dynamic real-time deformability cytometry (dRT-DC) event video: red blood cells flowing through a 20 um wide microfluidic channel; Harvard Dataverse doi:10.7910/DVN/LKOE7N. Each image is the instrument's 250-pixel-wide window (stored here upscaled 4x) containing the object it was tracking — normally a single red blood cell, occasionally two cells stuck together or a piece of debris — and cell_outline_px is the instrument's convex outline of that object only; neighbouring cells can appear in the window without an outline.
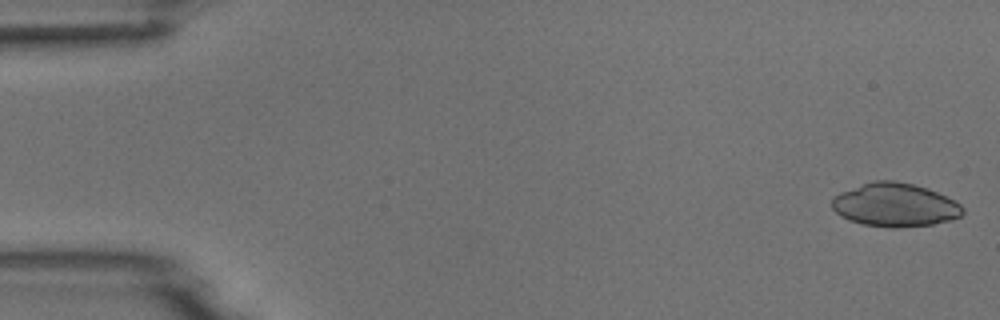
{"species": "common noctule bat (a hibernating species)", "species_latin": "Nyctalus noctula", "temperature_condition": "room temperature", "stored_images_in_passage": 52, "camera_frame_rate_fps": 3000, "um_per_image_px": 0.085, "animal": {"sex": "male", "body_mass_g": 18.8}, "frame": {"image": 1, "passage_image": 1, "time_ms": 0.0, "image_size_px": [1000, 320], "cell_outline_px": [[964, 212], [960, 216], [952, 220], [932, 224], [896, 228], [892, 228], [864, 224], [848, 220], [840, 216], [832, 208], [832, 196], [840, 192], [872, 180], [892, 180], [912, 184], [928, 188], [960, 204], [964, 208]], "centroid_in_image_um": [76.04, 17.42], "position_along_channel_um": 9.0, "area_um2": 33.18}}